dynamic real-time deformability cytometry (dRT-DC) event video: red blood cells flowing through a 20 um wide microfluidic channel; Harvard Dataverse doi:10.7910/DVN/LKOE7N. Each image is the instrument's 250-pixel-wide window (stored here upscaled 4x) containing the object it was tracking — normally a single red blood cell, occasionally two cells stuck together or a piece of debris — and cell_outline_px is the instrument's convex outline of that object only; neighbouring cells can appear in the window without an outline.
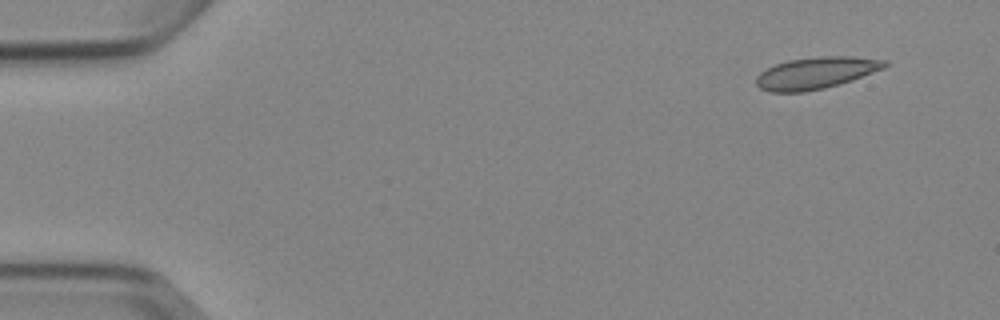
{"species": "Egyptian fruit bat (a non-hibernating species)", "species_latin": "Rousettus aegyptiacus", "temperature_condition": "cold", "stored_images_in_passage": 5, "segment_of_instrument_passage": [1, 2], "camera_frame_rate_fps": 3000, "um_per_image_px": 0.085, "animal": {"sex": "female"}, "frame": {"image": 1, "passage_image": 1, "time_ms": 0.0, "image_size_px": [1000, 320], "cell_outline_px": [[888, 64], [884, 68], [852, 80], [840, 84], [824, 88], [804, 92], [768, 92], [760, 88], [756, 84], [756, 76], [760, 72], [776, 64], [788, 60], [820, 56], [852, 56], [888, 60]], "centroid_in_image_um": [69.36, 6.2], "position_along_channel_um": 15.6, "area_um2": 23.87}}
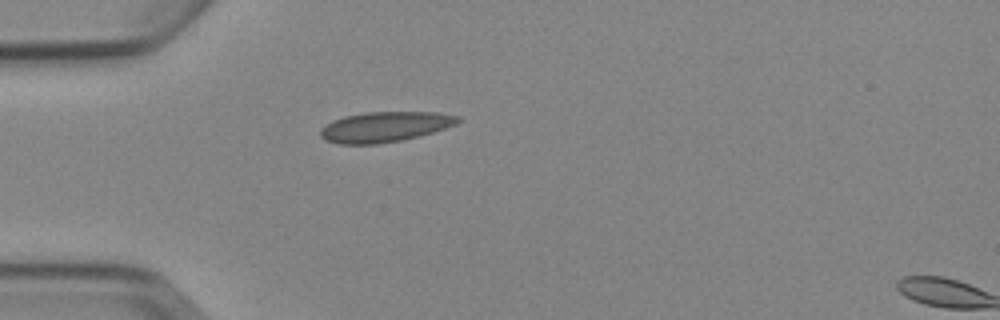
{"frame": {"image": 2, "passage_image": 4, "time_ms": 3.667, "image_size_px": [1000, 320], "cell_outline_px": [[460, 120], [456, 124], [420, 136], [400, 140], [376, 144], [340, 144], [324, 140], [320, 136], [320, 128], [332, 120], [344, 116], [364, 112], [436, 112], [460, 116]], "centroid_in_image_um": [32.67, 10.77], "position_along_channel_um": 52.3, "area_um2": 24.28}}